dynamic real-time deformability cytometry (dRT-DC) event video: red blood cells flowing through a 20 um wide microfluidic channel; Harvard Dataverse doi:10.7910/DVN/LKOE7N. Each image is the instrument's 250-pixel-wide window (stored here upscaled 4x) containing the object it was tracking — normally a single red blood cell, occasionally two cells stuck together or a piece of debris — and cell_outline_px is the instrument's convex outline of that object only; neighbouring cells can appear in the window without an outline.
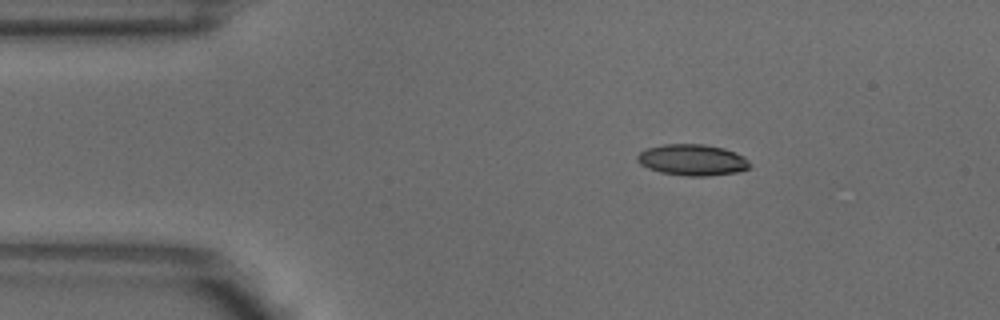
{"species": "common noctule bat (a hibernating species)", "species_latin": "Nyctalus noctula", "temperature_condition": "warm", "stored_images_in_passage": 2, "camera_frame_rate_fps": 3000, "um_per_image_px": 0.085, "animal": {"sex": "male", "body_mass_g": 18.8}, "frame": {"image": 1, "passage_image": 1, "time_ms": 0.0, "image_size_px": [1000, 320], "cell_outline_px": [[752, 164], [748, 168], [736, 172], [708, 176], [688, 176], [660, 172], [648, 168], [640, 164], [636, 160], [636, 156], [640, 152], [648, 148], [664, 144], [704, 144], [724, 148], [736, 152], [744, 156]], "centroid_in_image_um": [58.86, 13.59], "position_along_channel_um": 26.1, "area_um2": 20.52}}